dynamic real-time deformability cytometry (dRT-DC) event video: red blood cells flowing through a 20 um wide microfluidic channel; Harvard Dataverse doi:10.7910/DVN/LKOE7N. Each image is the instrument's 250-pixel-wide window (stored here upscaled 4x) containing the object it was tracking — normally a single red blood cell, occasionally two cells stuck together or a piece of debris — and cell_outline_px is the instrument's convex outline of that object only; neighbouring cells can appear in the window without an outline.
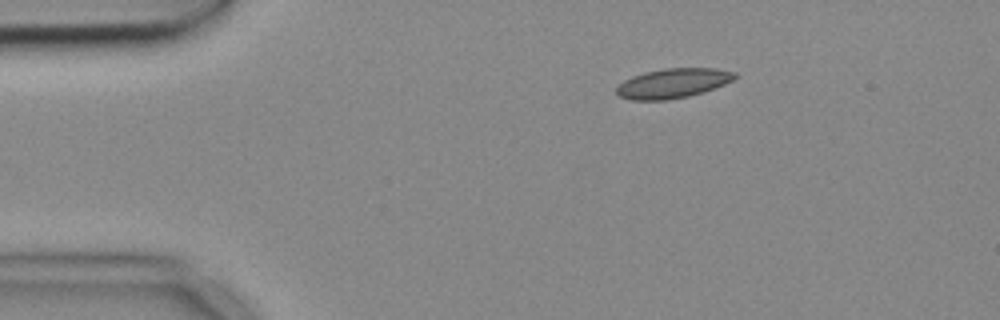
{"species": "common noctule bat (a hibernating species)", "species_latin": "Nyctalus noctula", "temperature_condition": "cold", "stored_images_in_passage": 3, "camera_frame_rate_fps": 3000, "um_per_image_px": 0.085, "animal": {"sex": "female", "body_mass_g": 18.4}, "frame": {"image": 1, "passage_image": 1, "time_ms": 0.0, "image_size_px": [1000, 320], "cell_outline_px": [[736, 76], [732, 80], [724, 84], [704, 92], [688, 96], [664, 100], [632, 100], [620, 96], [616, 92], [616, 88], [624, 80], [632, 76], [644, 72], [664, 68], [716, 68], [736, 72]], "centroid_in_image_um": [57.19, 7.07], "position_along_channel_um": 27.8, "area_um2": 20.35}}
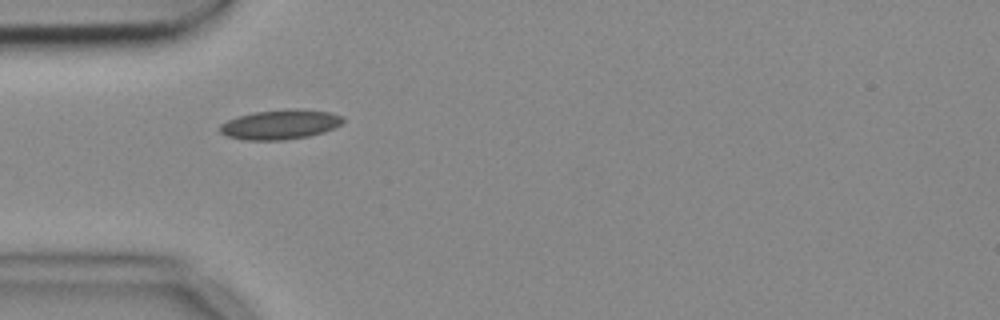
{"frame": {"image": 2, "passage_image": 3, "time_ms": 0.667, "image_size_px": [1000, 320], "cell_outline_px": [[344, 120], [340, 124], [324, 132], [308, 136], [280, 140], [244, 140], [228, 136], [220, 132], [220, 124], [236, 116], [252, 112], [292, 108], [296, 108], [332, 112], [344, 116]], "centroid_in_image_um": [23.82, 10.56], "position_along_channel_um": 61.2, "area_um2": 21.39}}